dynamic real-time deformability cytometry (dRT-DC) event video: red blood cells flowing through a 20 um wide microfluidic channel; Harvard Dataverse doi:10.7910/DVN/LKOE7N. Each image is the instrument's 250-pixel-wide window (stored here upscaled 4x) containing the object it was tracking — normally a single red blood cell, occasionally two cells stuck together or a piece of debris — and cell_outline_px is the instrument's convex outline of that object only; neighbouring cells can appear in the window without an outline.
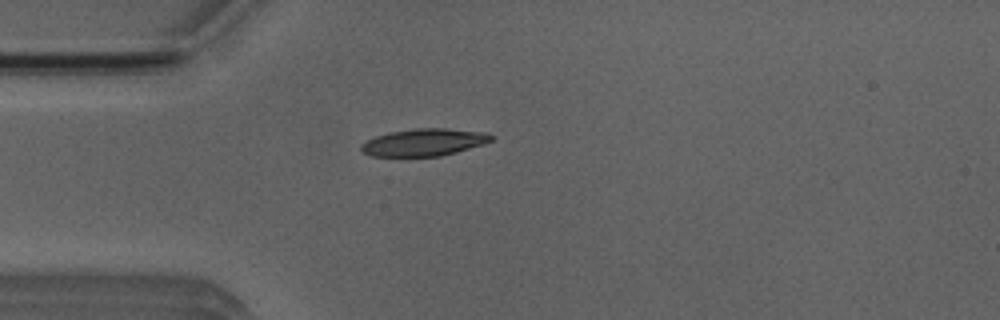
{"species": "Egyptian fruit bat (a non-hibernating species)", "species_latin": "Rousettus aegyptiacus", "temperature_condition": "room temperature", "stored_images_in_passage": 4, "camera_frame_rate_fps": 3000, "um_per_image_px": 0.085, "animal": {"sex": "male"}, "frame": {"image": 1, "passage_image": 4, "time_ms": 3.333, "image_size_px": [1000, 320], "cell_outline_px": [[496, 136], [492, 140], [484, 144], [456, 152], [440, 156], [372, 156], [360, 152], [360, 144], [376, 136], [388, 132], [416, 128], [444, 128], [484, 132]], "centroid_in_image_um": [36.03, 12.09], "position_along_channel_um": 49.0, "area_um2": 20.75}}